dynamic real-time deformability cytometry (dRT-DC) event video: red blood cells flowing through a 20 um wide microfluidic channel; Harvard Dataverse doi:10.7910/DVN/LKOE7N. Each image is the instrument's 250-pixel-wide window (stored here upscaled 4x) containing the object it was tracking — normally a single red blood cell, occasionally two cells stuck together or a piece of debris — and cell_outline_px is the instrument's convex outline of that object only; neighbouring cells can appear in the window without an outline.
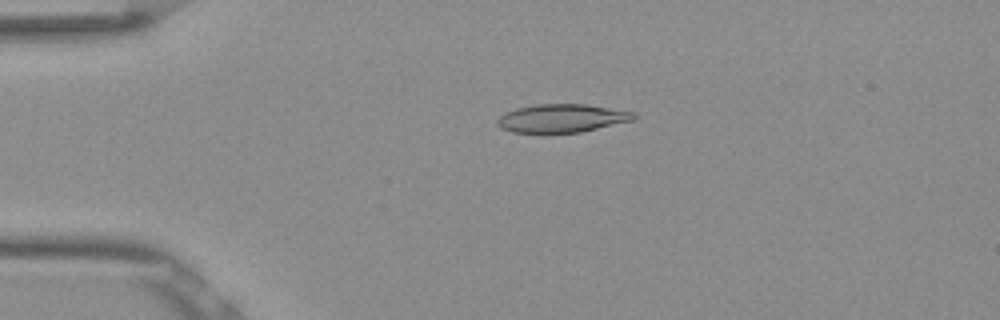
{"species": "Egyptian fruit bat (a non-hibernating species)", "species_latin": "Rousettus aegyptiacus", "temperature_condition": "room temperature", "stored_images_in_passage": 48, "camera_frame_rate_fps": 3000, "um_per_image_px": 0.085, "frame": {"image": 1, "passage_image": 7, "time_ms": 2.0, "image_size_px": [1000, 320], "cell_outline_px": [[636, 116], [632, 120], [580, 132], [512, 132], [500, 128], [496, 124], [496, 120], [504, 112], [516, 108], [536, 104], [584, 104], [636, 112]], "centroid_in_image_um": [47.71, 10.04], "position_along_channel_um": 37.3, "area_um2": 22.31}}
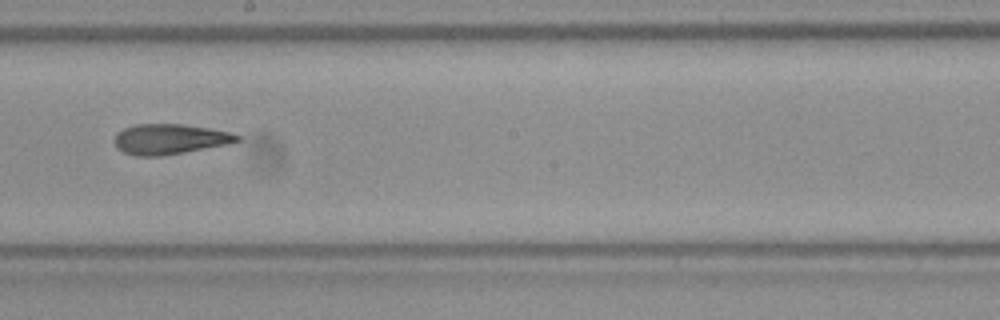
{"frame": {"image": 2, "passage_image": 25, "time_ms": 8.0, "image_size_px": [1000, 320], "cell_outline_px": [[240, 140], [228, 144], [184, 152], [160, 156], [136, 156], [124, 152], [116, 148], [112, 140], [116, 132], [124, 128], [136, 124], [184, 124], [208, 128], [228, 132], [240, 136]], "centroid_in_image_um": [14.36, 11.82], "position_along_channel_um": 233.8, "area_um2": 21.68}}
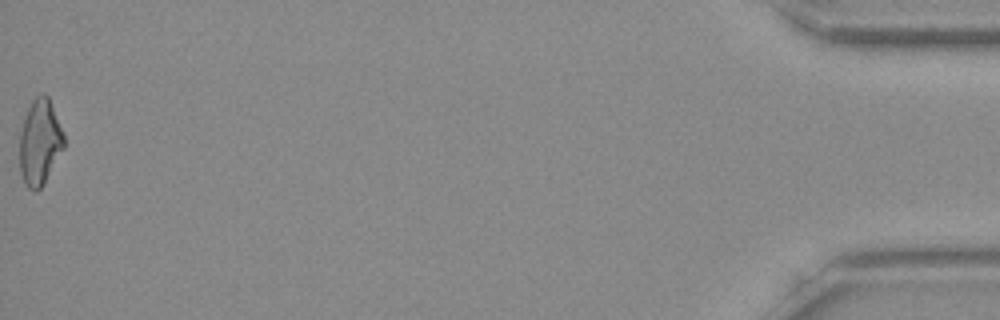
{"frame": {"image": 3, "passage_image": 48, "time_ms": 15.667, "image_size_px": [1000, 320], "cell_outline_px": [[64, 148], [44, 184], [36, 192], [28, 188], [24, 184], [20, 172], [20, 132], [28, 108], [32, 100], [40, 92], [44, 92], [48, 96], [64, 132]], "centroid_in_image_um": [3.39, 12.09], "position_along_channel_um": 431.8, "area_um2": 22.31}, "authors_computed_cell_mechanics": {"area_um2": 22.0507, "velocity_mm_per_s": 3.863, "shape_relaxation_time_tau1_ms": null, "shape_relaxation_time_tau2_ms": 5.2382, "deformation_change_tau1": null, "deformation_change_tau2": 0.1623}}